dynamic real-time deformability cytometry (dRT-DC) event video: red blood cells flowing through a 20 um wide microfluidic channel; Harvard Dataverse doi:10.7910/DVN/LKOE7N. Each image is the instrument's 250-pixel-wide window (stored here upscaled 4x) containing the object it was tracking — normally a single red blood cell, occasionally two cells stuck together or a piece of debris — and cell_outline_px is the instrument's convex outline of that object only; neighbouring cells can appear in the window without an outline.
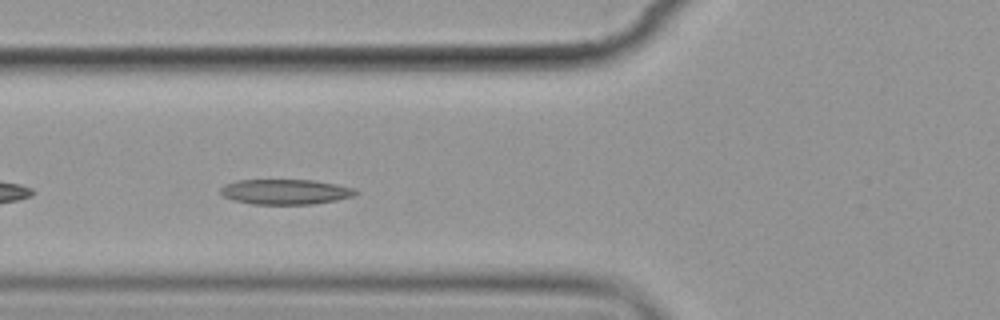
{"species": "common noctule bat (a hibernating species)", "species_latin": "Nyctalus noctula", "temperature_condition": "cold", "stored_images_in_passage": 6, "camera_frame_rate_fps": 3000, "um_per_image_px": 0.085, "animal": {"sex": "female", "body_mass_g": 19.9}, "frame": {"image": 1, "passage_image": 6, "time_ms": 5.667, "image_size_px": [1000, 320], "cell_outline_px": [[360, 192], [356, 196], [336, 200], [312, 204], [252, 204], [232, 200], [224, 196], [220, 192], [220, 188], [224, 184], [236, 180], [312, 180], [336, 184], [356, 188]], "centroid_in_image_um": [24.28, 16.3], "position_along_channel_um": 101.5, "area_um2": 20.0}}